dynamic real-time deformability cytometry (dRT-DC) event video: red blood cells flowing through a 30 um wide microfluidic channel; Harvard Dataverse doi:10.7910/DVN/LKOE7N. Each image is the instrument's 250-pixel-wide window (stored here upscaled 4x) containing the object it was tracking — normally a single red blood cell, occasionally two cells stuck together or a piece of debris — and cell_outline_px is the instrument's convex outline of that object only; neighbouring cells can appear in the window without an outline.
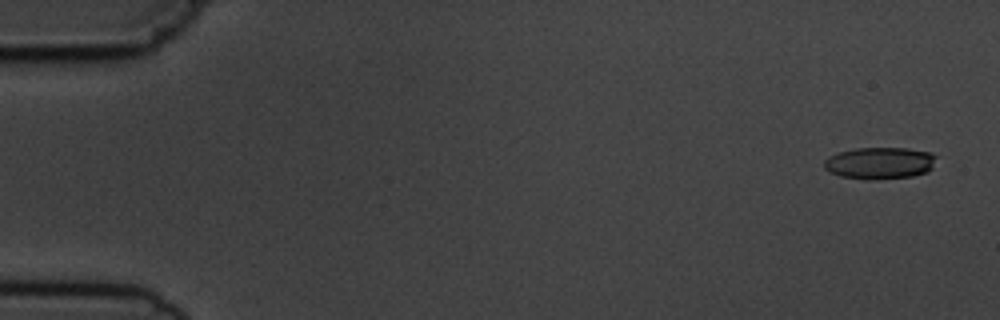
{"species": "common noctule bat (a hibernating species)", "species_latin": "Nyctalus noctula", "temperature_condition": "cold", "stored_images_in_passage": 6, "camera_frame_rate_fps": 3000, "um_per_image_px": 0.085, "animal": {"sex": "male", "body_mass_g": 19.5, "forearm_length_mm": 54.6}, "frame": {"image": 1, "passage_image": 1, "time_ms": 0.0, "image_size_px": [1000, 320], "cell_outline_px": [[936, 156], [932, 168], [928, 172], [912, 176], [876, 180], [868, 180], [840, 176], [824, 168], [824, 160], [828, 156], [840, 152], [856, 148], [908, 148], [932, 152]], "centroid_in_image_um": [74.8, 13.86], "position_along_channel_um": 10.2, "area_um2": 20.98}}